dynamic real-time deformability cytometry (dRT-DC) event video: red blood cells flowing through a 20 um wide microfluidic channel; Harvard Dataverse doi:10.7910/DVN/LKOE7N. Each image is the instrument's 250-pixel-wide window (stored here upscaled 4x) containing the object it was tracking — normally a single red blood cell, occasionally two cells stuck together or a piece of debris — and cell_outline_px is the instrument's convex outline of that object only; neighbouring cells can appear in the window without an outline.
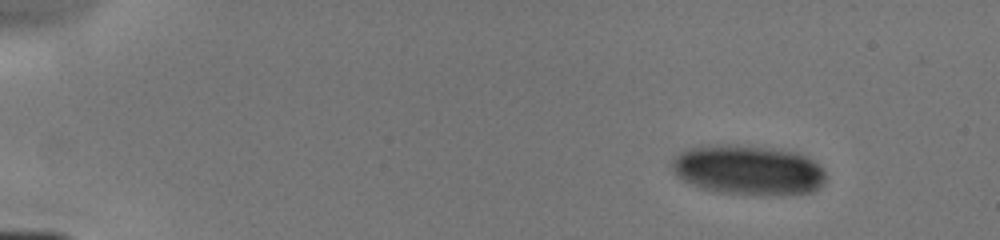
{"species": "human", "species_latin": "Homo sapiens", "temperature_condition": "cold", "stored_images_in_passage": 5, "camera_frame_rate_fps": 3000, "um_per_image_px": 0.085, "donor": {"sex": "male"}, "frame": {"image": 1, "passage_image": 1, "time_ms": 0.0, "image_size_px": [1000, 240], "cell_outline_px": [[824, 184], [812, 192], [780, 196], [764, 196], [716, 192], [700, 188], [676, 176], [672, 168], [672, 160], [680, 152], [688, 148], [704, 144], [736, 144], [772, 148], [800, 152], [824, 168]], "centroid_in_image_um": [63.61, 14.45], "position_along_channel_um": 21.4, "area_um2": 45.66}}
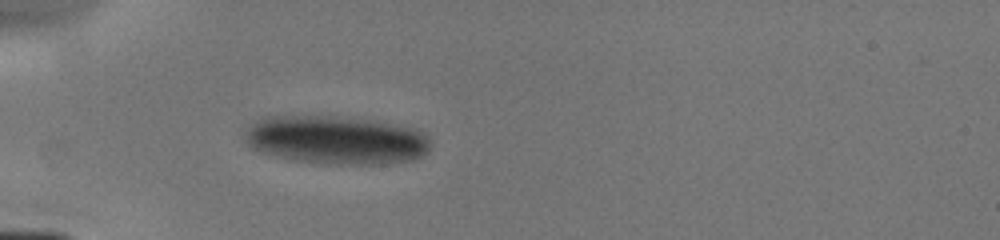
{"frame": {"image": 2, "passage_image": 5, "time_ms": 3.333, "image_size_px": [1000, 240], "cell_outline_px": [[432, 144], [428, 152], [412, 160], [380, 164], [332, 164], [296, 160], [276, 156], [260, 152], [252, 148], [244, 140], [244, 132], [252, 124], [264, 116], [332, 116], [372, 120], [420, 128], [428, 136]], "centroid_in_image_um": [28.62, 11.89], "position_along_channel_um": 56.4, "area_um2": 52.83}}